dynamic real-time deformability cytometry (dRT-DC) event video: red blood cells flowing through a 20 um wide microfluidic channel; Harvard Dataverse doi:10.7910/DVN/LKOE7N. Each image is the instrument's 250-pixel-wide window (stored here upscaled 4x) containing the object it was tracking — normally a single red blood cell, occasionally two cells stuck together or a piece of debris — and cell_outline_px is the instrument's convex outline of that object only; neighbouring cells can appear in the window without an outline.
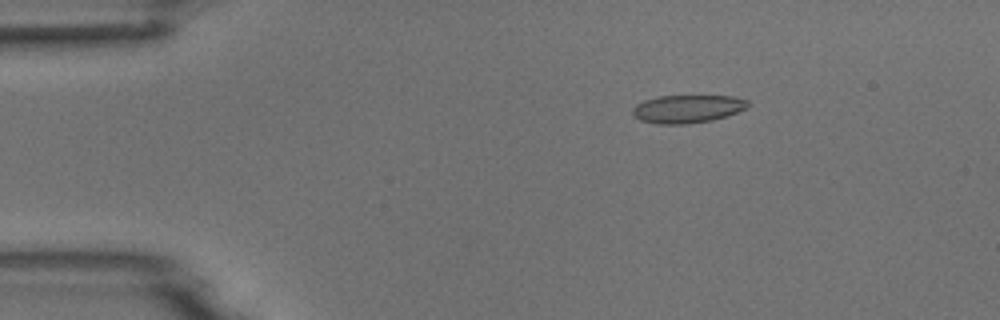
{"species": "common noctule bat (a hibernating species)", "species_latin": "Nyctalus noctula", "temperature_condition": "room temperature", "stored_images_in_passage": 5, "camera_frame_rate_fps": 3000, "um_per_image_px": 0.085, "animal": {"sex": "male", "body_mass_g": 18.8}, "frame": {"image": 1, "passage_image": 3, "time_ms": 2.333, "image_size_px": [1000, 320], "cell_outline_px": [[748, 104], [744, 108], [728, 116], [712, 120], [684, 124], [656, 124], [640, 120], [632, 112], [632, 108], [636, 104], [644, 100], [660, 96], [732, 96], [748, 100]], "centroid_in_image_um": [58.4, 9.25], "position_along_channel_um": 26.6, "area_um2": 18.67}}
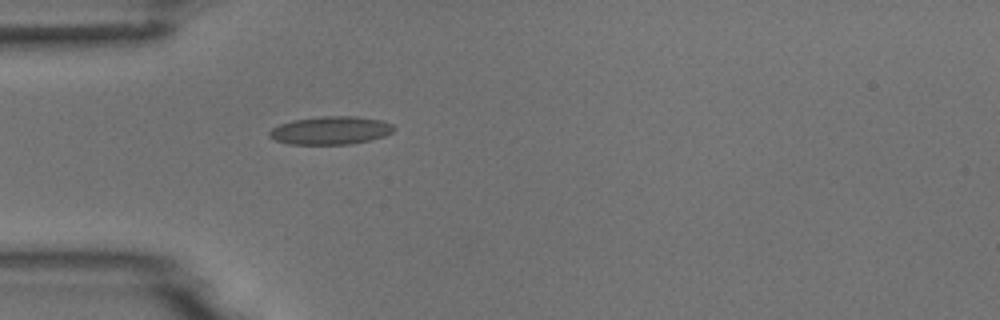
{"frame": {"image": 2, "passage_image": 5, "time_ms": 4.667, "image_size_px": [1000, 320], "cell_outline_px": [[396, 128], [392, 132], [384, 136], [368, 140], [348, 144], [288, 144], [276, 140], [268, 136], [268, 132], [272, 128], [280, 124], [292, 120], [320, 116], [356, 116], [380, 120], [392, 124]], "centroid_in_image_um": [28.08, 11.08], "position_along_channel_um": 56.9, "area_um2": 20.35}}